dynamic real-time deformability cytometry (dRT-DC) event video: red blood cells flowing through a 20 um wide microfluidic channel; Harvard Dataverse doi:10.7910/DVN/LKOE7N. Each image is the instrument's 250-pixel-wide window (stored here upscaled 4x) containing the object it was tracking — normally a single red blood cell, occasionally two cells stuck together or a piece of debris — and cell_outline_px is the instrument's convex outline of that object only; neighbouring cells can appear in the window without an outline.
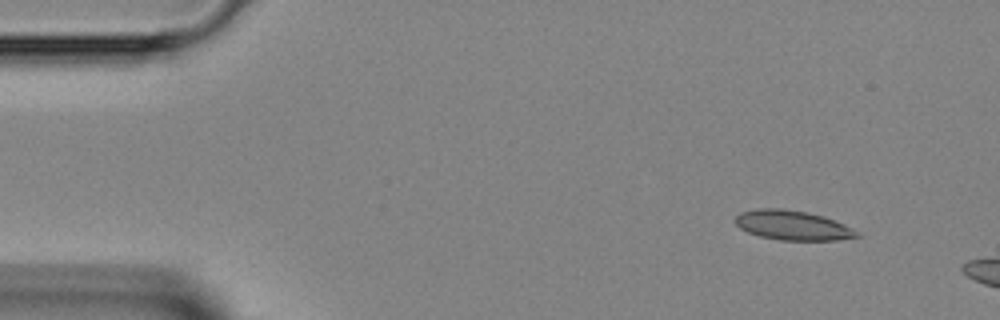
{"species": "Egyptian fruit bat (a non-hibernating species)", "species_latin": "Rousettus aegyptiacus", "temperature_condition": "room temperature", "stored_images_in_passage": 5, "camera_frame_rate_fps": 3000, "um_per_image_px": 0.085, "animal": {"sex": "female"}, "frame": {"image": 1, "passage_image": 1, "time_ms": 0.0, "image_size_px": [1000, 320], "cell_outline_px": [[860, 236], [836, 240], [780, 240], [760, 236], [748, 232], [740, 228], [732, 220], [740, 212], [756, 208], [780, 208], [808, 212], [824, 216], [844, 224], [860, 232]], "centroid_in_image_um": [67.35, 19.14], "position_along_channel_um": 17.7, "area_um2": 21.1}}